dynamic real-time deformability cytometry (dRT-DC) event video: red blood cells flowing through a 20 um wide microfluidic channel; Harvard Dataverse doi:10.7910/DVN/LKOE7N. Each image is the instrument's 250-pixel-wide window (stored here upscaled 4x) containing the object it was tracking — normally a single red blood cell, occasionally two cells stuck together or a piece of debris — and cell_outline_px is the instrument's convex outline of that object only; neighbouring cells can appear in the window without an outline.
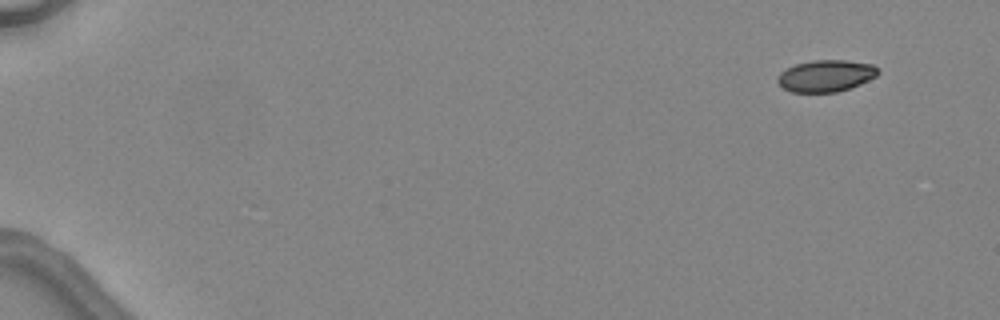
{"species": "common noctule bat (a hibernating species)", "species_latin": "Nyctalus noctula", "temperature_condition": "warm", "stored_images_in_passage": 6, "camera_frame_rate_fps": 3000, "um_per_image_px": 0.085, "animal": {"sex": "female", "body_mass_g": 24.6, "forearm_length_mm": 56.2}, "frame": {"image": 1, "passage_image": 1, "time_ms": 0.0, "image_size_px": [1000, 320], "cell_outline_px": [[880, 72], [876, 76], [860, 84], [836, 92], [792, 92], [784, 88], [776, 80], [780, 72], [796, 64], [812, 60], [844, 60], [872, 64]], "centroid_in_image_um": [70.19, 6.44], "position_along_channel_um": 14.8, "area_um2": 18.38}}
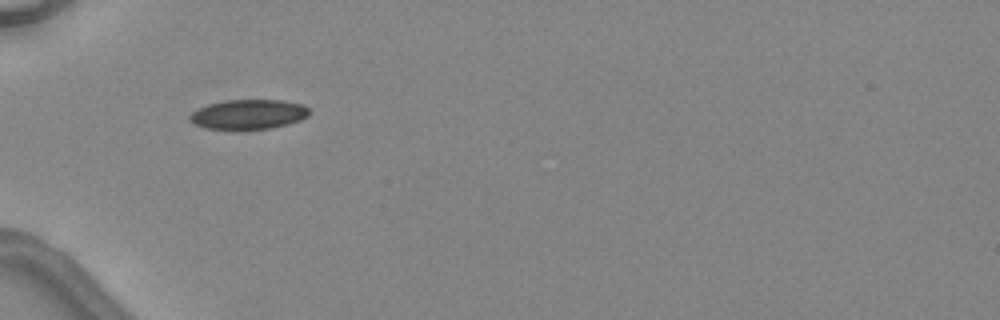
{"frame": {"image": 2, "passage_image": 5, "time_ms": 4.667, "image_size_px": [1000, 320], "cell_outline_px": [[308, 116], [300, 120], [288, 124], [272, 128], [204, 128], [196, 124], [188, 116], [192, 112], [208, 104], [224, 100], [284, 100], [304, 104], [308, 108]], "centroid_in_image_um": [21.16, 9.69], "position_along_channel_um": 63.8, "area_um2": 20.35}}